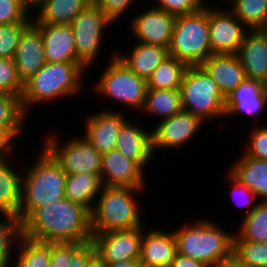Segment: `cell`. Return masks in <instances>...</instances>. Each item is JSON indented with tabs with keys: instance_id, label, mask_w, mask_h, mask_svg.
<instances>
[{
	"instance_id": "6da1fadb",
	"label": "cell",
	"mask_w": 267,
	"mask_h": 267,
	"mask_svg": "<svg viewBox=\"0 0 267 267\" xmlns=\"http://www.w3.org/2000/svg\"><path fill=\"white\" fill-rule=\"evenodd\" d=\"M22 236L45 243L92 241L90 212L67 198L33 210L22 222Z\"/></svg>"
},
{
	"instance_id": "7a4b0ae2",
	"label": "cell",
	"mask_w": 267,
	"mask_h": 267,
	"mask_svg": "<svg viewBox=\"0 0 267 267\" xmlns=\"http://www.w3.org/2000/svg\"><path fill=\"white\" fill-rule=\"evenodd\" d=\"M87 67L82 62L45 63L25 83L21 106L28 116L35 105L77 97L83 91ZM83 79V80H82Z\"/></svg>"
},
{
	"instance_id": "3957f363",
	"label": "cell",
	"mask_w": 267,
	"mask_h": 267,
	"mask_svg": "<svg viewBox=\"0 0 267 267\" xmlns=\"http://www.w3.org/2000/svg\"><path fill=\"white\" fill-rule=\"evenodd\" d=\"M204 219H195L173 230L177 253L196 259L208 267H219L233 258L234 233L226 231L214 220Z\"/></svg>"
},
{
	"instance_id": "277c9868",
	"label": "cell",
	"mask_w": 267,
	"mask_h": 267,
	"mask_svg": "<svg viewBox=\"0 0 267 267\" xmlns=\"http://www.w3.org/2000/svg\"><path fill=\"white\" fill-rule=\"evenodd\" d=\"M36 159L22 174V201L18 212L21 222L33 210L65 198L66 172L44 148Z\"/></svg>"
},
{
	"instance_id": "5b68a950",
	"label": "cell",
	"mask_w": 267,
	"mask_h": 267,
	"mask_svg": "<svg viewBox=\"0 0 267 267\" xmlns=\"http://www.w3.org/2000/svg\"><path fill=\"white\" fill-rule=\"evenodd\" d=\"M143 191L146 188L103 186L90 212L92 235L144 226L136 198Z\"/></svg>"
},
{
	"instance_id": "8992f818",
	"label": "cell",
	"mask_w": 267,
	"mask_h": 267,
	"mask_svg": "<svg viewBox=\"0 0 267 267\" xmlns=\"http://www.w3.org/2000/svg\"><path fill=\"white\" fill-rule=\"evenodd\" d=\"M169 55L187 66H200L210 55L209 5L176 17Z\"/></svg>"
},
{
	"instance_id": "52a82bcc",
	"label": "cell",
	"mask_w": 267,
	"mask_h": 267,
	"mask_svg": "<svg viewBox=\"0 0 267 267\" xmlns=\"http://www.w3.org/2000/svg\"><path fill=\"white\" fill-rule=\"evenodd\" d=\"M179 91L182 110L198 116L206 124L225 119L226 97L201 66L187 67Z\"/></svg>"
},
{
	"instance_id": "ba28073f",
	"label": "cell",
	"mask_w": 267,
	"mask_h": 267,
	"mask_svg": "<svg viewBox=\"0 0 267 267\" xmlns=\"http://www.w3.org/2000/svg\"><path fill=\"white\" fill-rule=\"evenodd\" d=\"M113 54L107 62L109 64H105L107 66L103 68L99 81L93 84L94 90L100 97L104 96V99L110 98L109 100L112 99L125 108L131 107V110L139 112L145 102L147 80L132 72L116 57V52Z\"/></svg>"
},
{
	"instance_id": "9c48e42d",
	"label": "cell",
	"mask_w": 267,
	"mask_h": 267,
	"mask_svg": "<svg viewBox=\"0 0 267 267\" xmlns=\"http://www.w3.org/2000/svg\"><path fill=\"white\" fill-rule=\"evenodd\" d=\"M46 137L43 148L66 174L92 173L100 176L102 155L83 136H73L63 145L53 132Z\"/></svg>"
},
{
	"instance_id": "30bf717a",
	"label": "cell",
	"mask_w": 267,
	"mask_h": 267,
	"mask_svg": "<svg viewBox=\"0 0 267 267\" xmlns=\"http://www.w3.org/2000/svg\"><path fill=\"white\" fill-rule=\"evenodd\" d=\"M112 22L92 2L73 20L71 26L75 39L77 58L88 68L99 56L104 40V33ZM102 43V44H101ZM95 62V63H94Z\"/></svg>"
},
{
	"instance_id": "8fae6325",
	"label": "cell",
	"mask_w": 267,
	"mask_h": 267,
	"mask_svg": "<svg viewBox=\"0 0 267 267\" xmlns=\"http://www.w3.org/2000/svg\"><path fill=\"white\" fill-rule=\"evenodd\" d=\"M144 227L96 233L92 236L96 256L103 263L139 261Z\"/></svg>"
},
{
	"instance_id": "7c38bea8",
	"label": "cell",
	"mask_w": 267,
	"mask_h": 267,
	"mask_svg": "<svg viewBox=\"0 0 267 267\" xmlns=\"http://www.w3.org/2000/svg\"><path fill=\"white\" fill-rule=\"evenodd\" d=\"M152 130V149L162 151L176 150L189 144L197 133L206 125L198 116L181 110L177 114L158 121ZM201 128V129H200ZM156 151V152H155Z\"/></svg>"
},
{
	"instance_id": "4fadbf2b",
	"label": "cell",
	"mask_w": 267,
	"mask_h": 267,
	"mask_svg": "<svg viewBox=\"0 0 267 267\" xmlns=\"http://www.w3.org/2000/svg\"><path fill=\"white\" fill-rule=\"evenodd\" d=\"M209 5L212 54H236L249 29L226 7ZM228 8V9H227Z\"/></svg>"
},
{
	"instance_id": "5bb4252c",
	"label": "cell",
	"mask_w": 267,
	"mask_h": 267,
	"mask_svg": "<svg viewBox=\"0 0 267 267\" xmlns=\"http://www.w3.org/2000/svg\"><path fill=\"white\" fill-rule=\"evenodd\" d=\"M175 15L168 13L165 10L158 9L152 5L144 8V11L132 17L130 23L127 24L129 31L132 32L135 41L139 43L159 45L169 49Z\"/></svg>"
},
{
	"instance_id": "9a60e30c",
	"label": "cell",
	"mask_w": 267,
	"mask_h": 267,
	"mask_svg": "<svg viewBox=\"0 0 267 267\" xmlns=\"http://www.w3.org/2000/svg\"><path fill=\"white\" fill-rule=\"evenodd\" d=\"M122 111L103 109L98 113L86 115L82 135L101 155L116 148L118 133L128 120Z\"/></svg>"
},
{
	"instance_id": "2e32d148",
	"label": "cell",
	"mask_w": 267,
	"mask_h": 267,
	"mask_svg": "<svg viewBox=\"0 0 267 267\" xmlns=\"http://www.w3.org/2000/svg\"><path fill=\"white\" fill-rule=\"evenodd\" d=\"M146 174L134 161L114 149L102 154L100 179L105 187L145 188Z\"/></svg>"
},
{
	"instance_id": "e0dca14e",
	"label": "cell",
	"mask_w": 267,
	"mask_h": 267,
	"mask_svg": "<svg viewBox=\"0 0 267 267\" xmlns=\"http://www.w3.org/2000/svg\"><path fill=\"white\" fill-rule=\"evenodd\" d=\"M267 105V87L262 81L245 79L235 90L226 96L225 118L251 115L255 122ZM258 118V119H257ZM257 119V120H256Z\"/></svg>"
},
{
	"instance_id": "ac0fdd59",
	"label": "cell",
	"mask_w": 267,
	"mask_h": 267,
	"mask_svg": "<svg viewBox=\"0 0 267 267\" xmlns=\"http://www.w3.org/2000/svg\"><path fill=\"white\" fill-rule=\"evenodd\" d=\"M14 61L23 84L46 63L41 32L32 22L20 35Z\"/></svg>"
},
{
	"instance_id": "d6986e66",
	"label": "cell",
	"mask_w": 267,
	"mask_h": 267,
	"mask_svg": "<svg viewBox=\"0 0 267 267\" xmlns=\"http://www.w3.org/2000/svg\"><path fill=\"white\" fill-rule=\"evenodd\" d=\"M145 129L137 121L128 119L118 133L115 148L126 158L136 162L144 171L154 157L152 130L148 131L147 127Z\"/></svg>"
},
{
	"instance_id": "ffe728a7",
	"label": "cell",
	"mask_w": 267,
	"mask_h": 267,
	"mask_svg": "<svg viewBox=\"0 0 267 267\" xmlns=\"http://www.w3.org/2000/svg\"><path fill=\"white\" fill-rule=\"evenodd\" d=\"M236 55L247 79L267 82V29L249 30Z\"/></svg>"
},
{
	"instance_id": "44dd1931",
	"label": "cell",
	"mask_w": 267,
	"mask_h": 267,
	"mask_svg": "<svg viewBox=\"0 0 267 267\" xmlns=\"http://www.w3.org/2000/svg\"><path fill=\"white\" fill-rule=\"evenodd\" d=\"M146 229L144 226L139 260L140 265L147 267H170L172 260L177 254L174 232L163 231L156 227H151V229L146 227Z\"/></svg>"
},
{
	"instance_id": "7402d4cb",
	"label": "cell",
	"mask_w": 267,
	"mask_h": 267,
	"mask_svg": "<svg viewBox=\"0 0 267 267\" xmlns=\"http://www.w3.org/2000/svg\"><path fill=\"white\" fill-rule=\"evenodd\" d=\"M41 32L46 63L81 62L71 25L34 24Z\"/></svg>"
},
{
	"instance_id": "603a6c76",
	"label": "cell",
	"mask_w": 267,
	"mask_h": 267,
	"mask_svg": "<svg viewBox=\"0 0 267 267\" xmlns=\"http://www.w3.org/2000/svg\"><path fill=\"white\" fill-rule=\"evenodd\" d=\"M200 66L217 83L225 97L246 79L236 54H212Z\"/></svg>"
},
{
	"instance_id": "cb8c5ba5",
	"label": "cell",
	"mask_w": 267,
	"mask_h": 267,
	"mask_svg": "<svg viewBox=\"0 0 267 267\" xmlns=\"http://www.w3.org/2000/svg\"><path fill=\"white\" fill-rule=\"evenodd\" d=\"M129 49L130 53L124 54L122 52L119 54L116 50V57L145 80H148L159 64L169 56L168 48L159 45L135 42Z\"/></svg>"
},
{
	"instance_id": "d4e9b609",
	"label": "cell",
	"mask_w": 267,
	"mask_h": 267,
	"mask_svg": "<svg viewBox=\"0 0 267 267\" xmlns=\"http://www.w3.org/2000/svg\"><path fill=\"white\" fill-rule=\"evenodd\" d=\"M229 169L228 172L251 189L259 201H267V160L248 157L243 153Z\"/></svg>"
},
{
	"instance_id": "484cf974",
	"label": "cell",
	"mask_w": 267,
	"mask_h": 267,
	"mask_svg": "<svg viewBox=\"0 0 267 267\" xmlns=\"http://www.w3.org/2000/svg\"><path fill=\"white\" fill-rule=\"evenodd\" d=\"M93 0H45L33 13V24L71 25ZM36 14V15H35Z\"/></svg>"
},
{
	"instance_id": "4316f807",
	"label": "cell",
	"mask_w": 267,
	"mask_h": 267,
	"mask_svg": "<svg viewBox=\"0 0 267 267\" xmlns=\"http://www.w3.org/2000/svg\"><path fill=\"white\" fill-rule=\"evenodd\" d=\"M10 158L0 159V213L18 216L22 201L23 171L15 170Z\"/></svg>"
},
{
	"instance_id": "83f0119b",
	"label": "cell",
	"mask_w": 267,
	"mask_h": 267,
	"mask_svg": "<svg viewBox=\"0 0 267 267\" xmlns=\"http://www.w3.org/2000/svg\"><path fill=\"white\" fill-rule=\"evenodd\" d=\"M102 187L103 185L98 174H67L65 182V198L80 204L91 212Z\"/></svg>"
},
{
	"instance_id": "f1b7e54d",
	"label": "cell",
	"mask_w": 267,
	"mask_h": 267,
	"mask_svg": "<svg viewBox=\"0 0 267 267\" xmlns=\"http://www.w3.org/2000/svg\"><path fill=\"white\" fill-rule=\"evenodd\" d=\"M182 110L179 89H149L147 88L145 102L139 113L146 112L152 118L162 120L169 118Z\"/></svg>"
},
{
	"instance_id": "f546056e",
	"label": "cell",
	"mask_w": 267,
	"mask_h": 267,
	"mask_svg": "<svg viewBox=\"0 0 267 267\" xmlns=\"http://www.w3.org/2000/svg\"><path fill=\"white\" fill-rule=\"evenodd\" d=\"M15 248L12 262L14 267H48L50 264V243L21 236Z\"/></svg>"
},
{
	"instance_id": "4dcf8cb0",
	"label": "cell",
	"mask_w": 267,
	"mask_h": 267,
	"mask_svg": "<svg viewBox=\"0 0 267 267\" xmlns=\"http://www.w3.org/2000/svg\"><path fill=\"white\" fill-rule=\"evenodd\" d=\"M187 65L174 56L166 57L147 80L149 89H179Z\"/></svg>"
},
{
	"instance_id": "1f68e13d",
	"label": "cell",
	"mask_w": 267,
	"mask_h": 267,
	"mask_svg": "<svg viewBox=\"0 0 267 267\" xmlns=\"http://www.w3.org/2000/svg\"><path fill=\"white\" fill-rule=\"evenodd\" d=\"M240 227L234 230L233 240H248L267 243V201L257 206L242 218Z\"/></svg>"
},
{
	"instance_id": "d6a6232c",
	"label": "cell",
	"mask_w": 267,
	"mask_h": 267,
	"mask_svg": "<svg viewBox=\"0 0 267 267\" xmlns=\"http://www.w3.org/2000/svg\"><path fill=\"white\" fill-rule=\"evenodd\" d=\"M229 10L249 29H267V0H227Z\"/></svg>"
},
{
	"instance_id": "836d02e7",
	"label": "cell",
	"mask_w": 267,
	"mask_h": 267,
	"mask_svg": "<svg viewBox=\"0 0 267 267\" xmlns=\"http://www.w3.org/2000/svg\"><path fill=\"white\" fill-rule=\"evenodd\" d=\"M0 267H9L18 240L22 236L21 221L18 216L0 213Z\"/></svg>"
},
{
	"instance_id": "e575fe53",
	"label": "cell",
	"mask_w": 267,
	"mask_h": 267,
	"mask_svg": "<svg viewBox=\"0 0 267 267\" xmlns=\"http://www.w3.org/2000/svg\"><path fill=\"white\" fill-rule=\"evenodd\" d=\"M242 267H267V243L233 240V258Z\"/></svg>"
},
{
	"instance_id": "d590c367",
	"label": "cell",
	"mask_w": 267,
	"mask_h": 267,
	"mask_svg": "<svg viewBox=\"0 0 267 267\" xmlns=\"http://www.w3.org/2000/svg\"><path fill=\"white\" fill-rule=\"evenodd\" d=\"M27 118L21 106L20 96L0 94L1 127H24V124L27 123Z\"/></svg>"
},
{
	"instance_id": "8d00e7d4",
	"label": "cell",
	"mask_w": 267,
	"mask_h": 267,
	"mask_svg": "<svg viewBox=\"0 0 267 267\" xmlns=\"http://www.w3.org/2000/svg\"><path fill=\"white\" fill-rule=\"evenodd\" d=\"M30 23L0 24V58L14 59L20 35Z\"/></svg>"
},
{
	"instance_id": "74e56055",
	"label": "cell",
	"mask_w": 267,
	"mask_h": 267,
	"mask_svg": "<svg viewBox=\"0 0 267 267\" xmlns=\"http://www.w3.org/2000/svg\"><path fill=\"white\" fill-rule=\"evenodd\" d=\"M24 84L18 77L14 59L0 58V94L22 95Z\"/></svg>"
},
{
	"instance_id": "f35d334b",
	"label": "cell",
	"mask_w": 267,
	"mask_h": 267,
	"mask_svg": "<svg viewBox=\"0 0 267 267\" xmlns=\"http://www.w3.org/2000/svg\"><path fill=\"white\" fill-rule=\"evenodd\" d=\"M251 133H248L246 151H242L246 156L267 160V125L252 127ZM249 141V142H248Z\"/></svg>"
},
{
	"instance_id": "ab89813d",
	"label": "cell",
	"mask_w": 267,
	"mask_h": 267,
	"mask_svg": "<svg viewBox=\"0 0 267 267\" xmlns=\"http://www.w3.org/2000/svg\"><path fill=\"white\" fill-rule=\"evenodd\" d=\"M31 16L20 0H0V24L32 22Z\"/></svg>"
},
{
	"instance_id": "60d3db41",
	"label": "cell",
	"mask_w": 267,
	"mask_h": 267,
	"mask_svg": "<svg viewBox=\"0 0 267 267\" xmlns=\"http://www.w3.org/2000/svg\"><path fill=\"white\" fill-rule=\"evenodd\" d=\"M227 180L231 184V197L233 200H235L233 203L237 205L240 209V207L244 208L247 207V213L244 215H248L259 203L258 198L254 192H252L251 189H249L246 185L241 184L236 178H234L229 172H227ZM237 202V203H236Z\"/></svg>"
},
{
	"instance_id": "b9f144b4",
	"label": "cell",
	"mask_w": 267,
	"mask_h": 267,
	"mask_svg": "<svg viewBox=\"0 0 267 267\" xmlns=\"http://www.w3.org/2000/svg\"><path fill=\"white\" fill-rule=\"evenodd\" d=\"M156 1V2H155ZM155 2V3H154ZM205 0H154L156 8L165 10L175 16L191 14L206 5Z\"/></svg>"
},
{
	"instance_id": "7bdbcfd3",
	"label": "cell",
	"mask_w": 267,
	"mask_h": 267,
	"mask_svg": "<svg viewBox=\"0 0 267 267\" xmlns=\"http://www.w3.org/2000/svg\"><path fill=\"white\" fill-rule=\"evenodd\" d=\"M137 0H93V3L99 10L116 25V21L125 16L126 12L131 10V6ZM130 8V9H129ZM129 9V11H128Z\"/></svg>"
},
{
	"instance_id": "ee69618b",
	"label": "cell",
	"mask_w": 267,
	"mask_h": 267,
	"mask_svg": "<svg viewBox=\"0 0 267 267\" xmlns=\"http://www.w3.org/2000/svg\"><path fill=\"white\" fill-rule=\"evenodd\" d=\"M82 245V243H50L51 261L48 267H67V259H71Z\"/></svg>"
},
{
	"instance_id": "f6af8a7d",
	"label": "cell",
	"mask_w": 267,
	"mask_h": 267,
	"mask_svg": "<svg viewBox=\"0 0 267 267\" xmlns=\"http://www.w3.org/2000/svg\"><path fill=\"white\" fill-rule=\"evenodd\" d=\"M24 127H1L0 126V159L6 157H12L16 140H20L19 137L23 133Z\"/></svg>"
},
{
	"instance_id": "bcb514c9",
	"label": "cell",
	"mask_w": 267,
	"mask_h": 267,
	"mask_svg": "<svg viewBox=\"0 0 267 267\" xmlns=\"http://www.w3.org/2000/svg\"><path fill=\"white\" fill-rule=\"evenodd\" d=\"M96 257L95 246L92 242L83 244L72 256L67 259V267H87Z\"/></svg>"
},
{
	"instance_id": "7dc6e473",
	"label": "cell",
	"mask_w": 267,
	"mask_h": 267,
	"mask_svg": "<svg viewBox=\"0 0 267 267\" xmlns=\"http://www.w3.org/2000/svg\"><path fill=\"white\" fill-rule=\"evenodd\" d=\"M170 267H208V266L200 261H197L196 259L183 256L177 253L175 258L172 260Z\"/></svg>"
},
{
	"instance_id": "c3c4849f",
	"label": "cell",
	"mask_w": 267,
	"mask_h": 267,
	"mask_svg": "<svg viewBox=\"0 0 267 267\" xmlns=\"http://www.w3.org/2000/svg\"><path fill=\"white\" fill-rule=\"evenodd\" d=\"M45 0H20L22 5L33 14V11L36 10Z\"/></svg>"
},
{
	"instance_id": "681fc988",
	"label": "cell",
	"mask_w": 267,
	"mask_h": 267,
	"mask_svg": "<svg viewBox=\"0 0 267 267\" xmlns=\"http://www.w3.org/2000/svg\"><path fill=\"white\" fill-rule=\"evenodd\" d=\"M139 261H123L118 263H104V267H138Z\"/></svg>"
},
{
	"instance_id": "f907efd6",
	"label": "cell",
	"mask_w": 267,
	"mask_h": 267,
	"mask_svg": "<svg viewBox=\"0 0 267 267\" xmlns=\"http://www.w3.org/2000/svg\"><path fill=\"white\" fill-rule=\"evenodd\" d=\"M87 267H104V263L96 256Z\"/></svg>"
},
{
	"instance_id": "816d5d0a",
	"label": "cell",
	"mask_w": 267,
	"mask_h": 267,
	"mask_svg": "<svg viewBox=\"0 0 267 267\" xmlns=\"http://www.w3.org/2000/svg\"><path fill=\"white\" fill-rule=\"evenodd\" d=\"M219 267H242V266H240L236 261L231 259V260L227 261L226 263H223Z\"/></svg>"
}]
</instances>
